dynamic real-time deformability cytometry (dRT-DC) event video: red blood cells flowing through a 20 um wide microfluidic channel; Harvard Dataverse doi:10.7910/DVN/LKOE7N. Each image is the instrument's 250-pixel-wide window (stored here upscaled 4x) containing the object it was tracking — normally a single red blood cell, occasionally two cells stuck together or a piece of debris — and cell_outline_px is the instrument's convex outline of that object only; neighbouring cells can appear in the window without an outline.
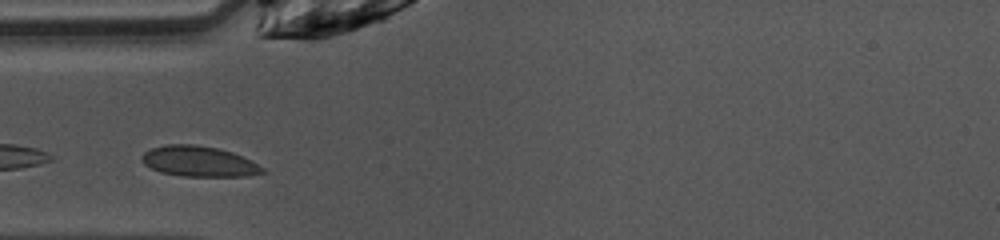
{"species": "common noctule bat (a hibernating species)", "species_latin": "Nyctalus noctula", "temperature_condition": "warm", "stored_images_in_passage": 9, "camera_frame_rate_fps": 3000, "um_per_image_px": 0.085, "animal": {"sex": "female", "body_mass_g": 10.0, "forearm_length_mm": 53.1}, "frame": {"image": 1, "passage_image": 2, "time_ms": 0.333, "image_size_px": [1000, 240], "cell_outline_px": [[268, 172], [248, 176], [184, 176], [160, 172], [144, 164], [140, 160], [140, 156], [144, 152], [152, 148], [164, 144], [196, 144], [216, 148], [232, 152], [264, 168]], "centroid_in_image_um": [16.87, 13.72], "position_along_channel_um": 68.1, "area_um2": 21.39}}